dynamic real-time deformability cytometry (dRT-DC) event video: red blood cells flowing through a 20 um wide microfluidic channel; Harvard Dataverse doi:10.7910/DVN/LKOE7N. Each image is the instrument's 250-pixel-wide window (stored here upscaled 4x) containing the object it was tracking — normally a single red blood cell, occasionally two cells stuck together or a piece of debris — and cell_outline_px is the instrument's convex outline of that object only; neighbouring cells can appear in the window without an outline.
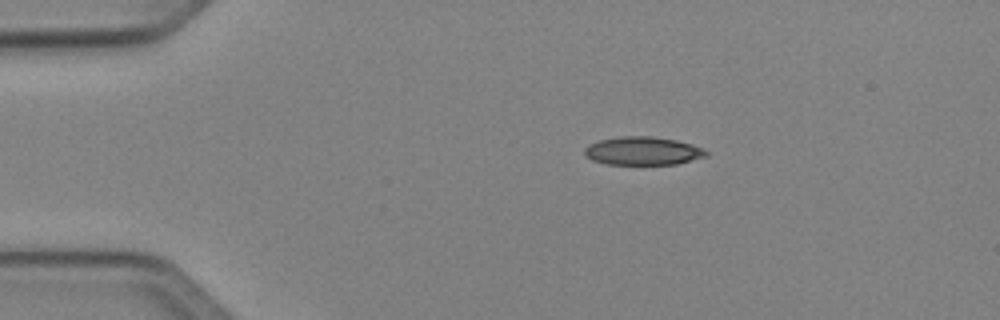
{"species": "Egyptian fruit bat (a non-hibernating species)", "species_latin": "Rousettus aegyptiacus", "temperature_condition": "cold", "stored_images_in_passage": 3, "camera_frame_rate_fps": 3000, "um_per_image_px": 0.085, "animal": {"sex": "female"}, "frame": {"image": 1, "passage_image": 1, "time_ms": 0.0, "image_size_px": [1000, 320], "cell_outline_px": [[708, 156], [676, 164], [604, 164], [592, 160], [584, 156], [584, 148], [588, 144], [600, 140], [620, 136], [652, 136], [676, 140], [692, 144], [708, 152]], "centroid_in_image_um": [54.6, 12.83], "position_along_channel_um": 30.4, "area_um2": 20.11}}
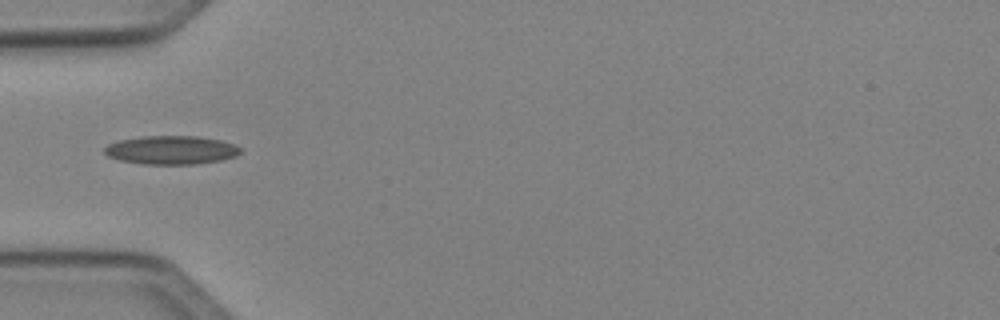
{"frame": {"image": 2, "passage_image": 3, "time_ms": 2.333, "image_size_px": [1000, 320], "cell_outline_px": [[240, 152], [236, 156], [220, 160], [196, 164], [144, 164], [120, 160], [108, 156], [104, 152], [104, 148], [108, 144], [116, 140], [144, 136], [196, 136], [220, 140], [232, 144], [240, 148]], "centroid_in_image_um": [14.51, 12.75], "position_along_channel_um": 70.5, "area_um2": 22.54}}